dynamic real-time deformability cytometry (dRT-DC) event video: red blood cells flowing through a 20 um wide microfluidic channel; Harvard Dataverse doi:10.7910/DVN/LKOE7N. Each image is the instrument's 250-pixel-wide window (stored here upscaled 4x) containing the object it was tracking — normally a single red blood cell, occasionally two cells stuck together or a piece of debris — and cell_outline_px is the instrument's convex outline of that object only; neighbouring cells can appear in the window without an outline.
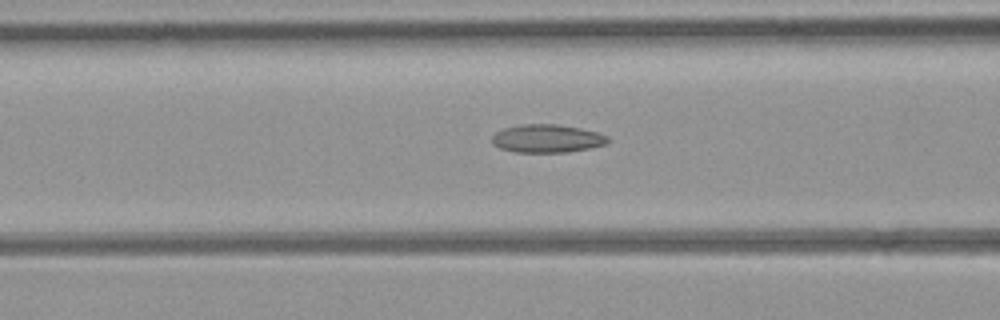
{"species": "common noctule bat (a hibernating species)", "species_latin": "Nyctalus noctula", "temperature_condition": "room temperature", "stored_images_in_passage": 37, "camera_frame_rate_fps": 3000, "um_per_image_px": 0.085, "animal": {"sex": "female", "body_mass_g": 21.9}, "frame": {"image": 1, "passage_image": 16, "time_ms": 5.0, "image_size_px": [1000, 320], "cell_outline_px": [[608, 144], [568, 152], [516, 152], [500, 148], [492, 144], [492, 136], [496, 132], [504, 128], [524, 124], [556, 124], [580, 128], [596, 132], [608, 136]], "centroid_in_image_um": [46.49, 11.77], "position_along_channel_um": 120.1, "area_um2": 18.9}}
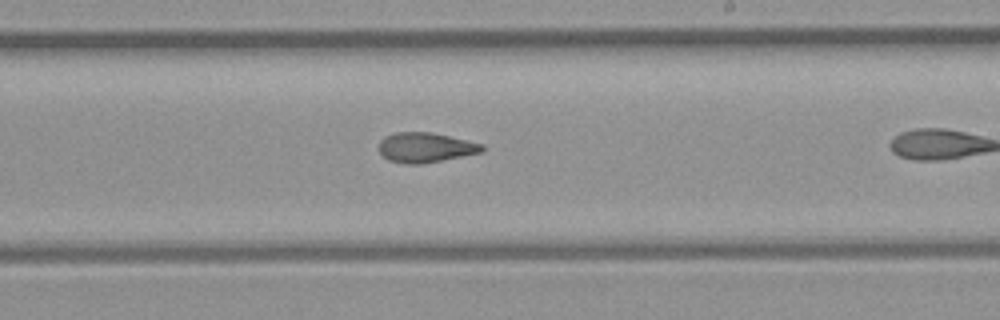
{"frame": {"image": 2, "passage_image": 26, "time_ms": 8.333, "image_size_px": [1000, 320], "cell_outline_px": [[484, 152], [420, 164], [404, 164], [388, 160], [380, 152], [380, 140], [384, 136], [396, 132], [432, 132], [484, 144]], "centroid_in_image_um": [36.17, 12.53], "position_along_channel_um": 252.8, "area_um2": 17.98}}
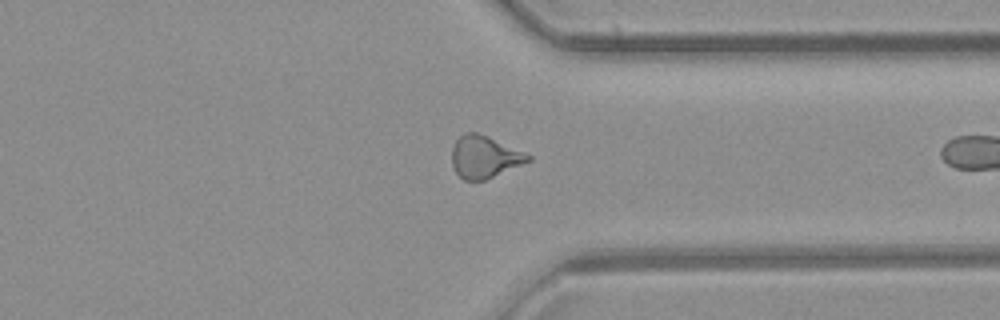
{"frame": {"image": 3, "passage_image": 35, "time_ms": 11.333, "image_size_px": [1000, 320], "cell_outline_px": [[532, 160], [484, 180], [464, 180], [456, 172], [452, 164], [452, 148], [456, 140], [464, 132], [476, 132], [488, 136], [524, 152], [532, 156]], "centroid_in_image_um": [41.17, 13.32], "position_along_channel_um": 370.2, "area_um2": 18.55}}